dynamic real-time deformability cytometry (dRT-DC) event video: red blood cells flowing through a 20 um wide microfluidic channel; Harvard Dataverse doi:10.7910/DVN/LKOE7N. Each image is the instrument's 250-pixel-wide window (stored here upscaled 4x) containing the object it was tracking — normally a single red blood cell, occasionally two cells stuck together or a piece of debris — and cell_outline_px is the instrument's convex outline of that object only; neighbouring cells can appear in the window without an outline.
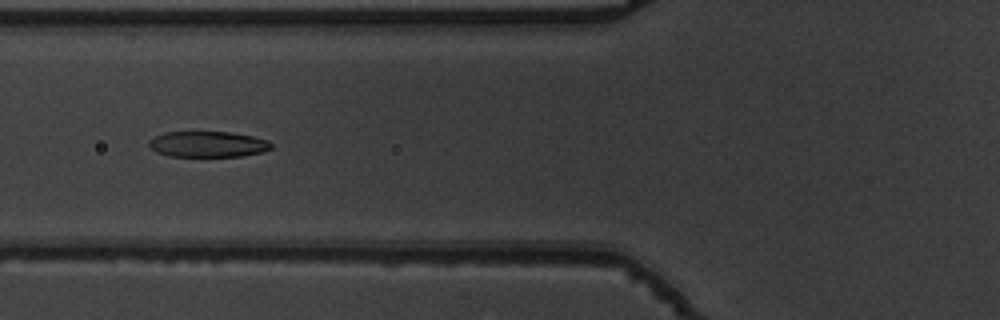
{"species": "common noctule bat (a hibernating species)", "species_latin": "Nyctalus noctula", "temperature_condition": "warm", "stored_images_in_passage": 47, "camera_frame_rate_fps": 3000, "um_per_image_px": 0.085, "animal": {"sex": "male", "body_mass_g": 19.5, "forearm_length_mm": 54.6}, "frame": {"image": 1, "passage_image": 21, "time_ms": 6.667, "image_size_px": [1000, 320], "cell_outline_px": [[272, 148], [260, 152], [240, 156], [168, 156], [156, 152], [148, 144], [148, 140], [164, 132], [232, 132], [252, 136], [268, 140], [272, 144]], "centroid_in_image_um": [17.65, 12.25], "position_along_channel_um": 108.1, "area_um2": 18.32}}
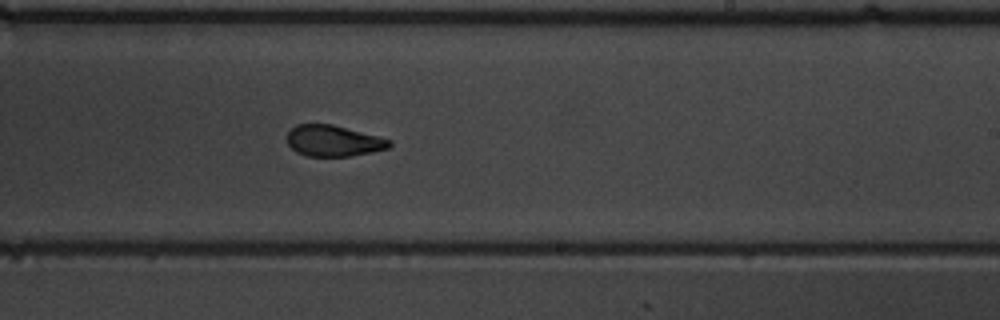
{"frame": {"image": 2, "passage_image": 33, "time_ms": 10.667, "image_size_px": [1000, 320], "cell_outline_px": [[392, 144], [388, 148], [348, 156], [304, 156], [296, 152], [288, 144], [288, 132], [296, 124], [332, 124], [392, 140]], "centroid_in_image_um": [28.31, 11.97], "position_along_channel_um": 260.7, "area_um2": 18.32}}
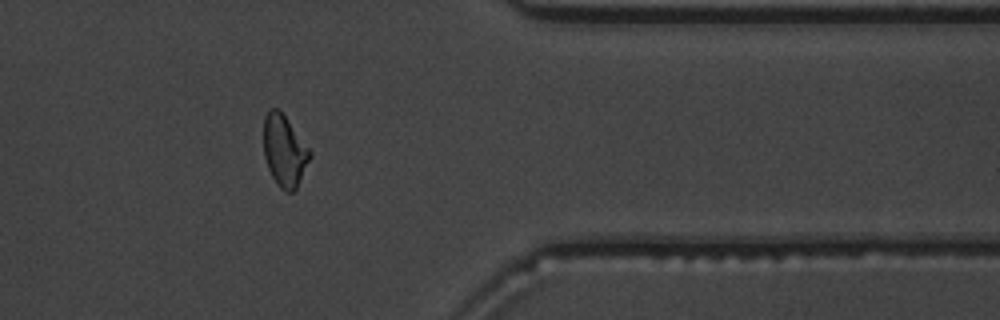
{"frame": {"image": 3, "passage_image": 44, "time_ms": 14.333, "image_size_px": [1000, 320], "cell_outline_px": [[312, 156], [296, 188], [292, 192], [284, 192], [276, 184], [268, 168], [264, 156], [264, 116], [268, 108], [280, 108], [312, 152]], "centroid_in_image_um": [24.17, 12.79], "position_along_channel_um": 387.2, "area_um2": 19.54}, "authors_computed_cell_mechanics": {"area_um2": 19.3052, "velocity_mm_per_s": 3.8143, "shape_relaxation_time_tau1_ms": 3.449, "shape_relaxation_time_tau2_ms": 1.0568, "deformation_change_tau1": 0.1759, "deformation_change_tau2": 0.0641}}